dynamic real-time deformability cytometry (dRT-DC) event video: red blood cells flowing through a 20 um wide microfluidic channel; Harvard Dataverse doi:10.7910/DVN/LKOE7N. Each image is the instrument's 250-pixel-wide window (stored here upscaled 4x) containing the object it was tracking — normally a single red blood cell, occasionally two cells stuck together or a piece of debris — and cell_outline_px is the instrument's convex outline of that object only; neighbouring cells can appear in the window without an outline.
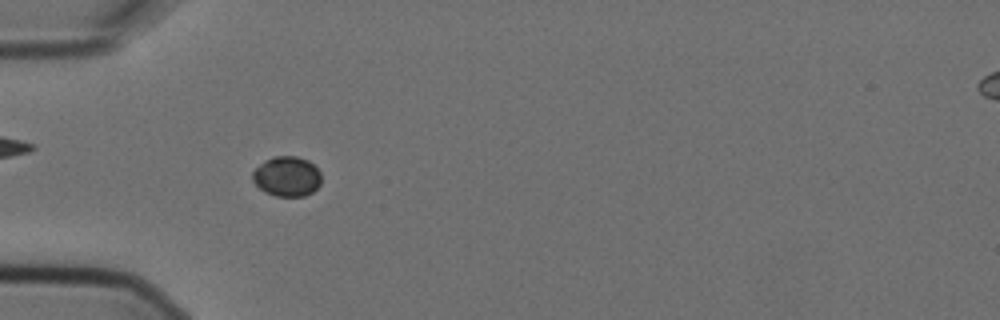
{"species": "Egyptian fruit bat (a non-hibernating species)", "species_latin": "Rousettus aegyptiacus", "temperature_condition": "cold", "stored_images_in_passage": 5, "camera_frame_rate_fps": 3000, "um_per_image_px": 0.085, "animal": {"sex": "female"}, "frame": {"image": 1, "passage_image": 4, "time_ms": 1.0, "image_size_px": [1000, 320], "cell_outline_px": [[320, 184], [312, 192], [304, 196], [276, 196], [264, 192], [252, 180], [252, 172], [264, 160], [276, 156], [296, 156], [308, 160], [320, 172]], "centroid_in_image_um": [24.37, 14.99], "position_along_channel_um": 60.6, "area_um2": 15.95}}
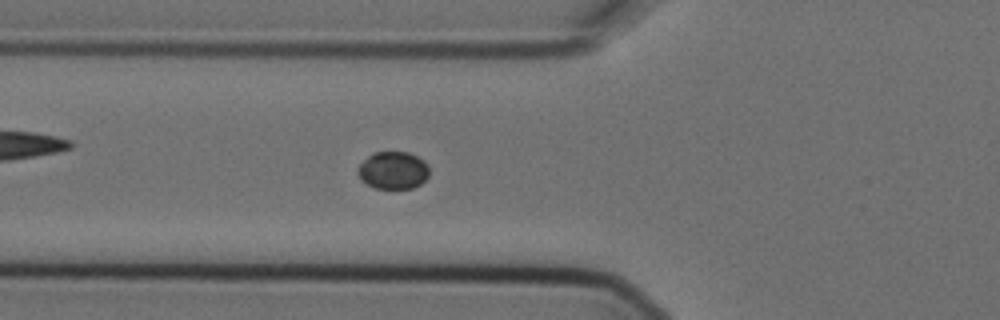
{"frame": {"image": 2, "passage_image": 5, "time_ms": 1.333, "image_size_px": [1000, 320], "cell_outline_px": [[428, 176], [420, 184], [412, 188], [376, 188], [360, 180], [356, 172], [356, 168], [368, 156], [376, 152], [408, 152], [424, 160], [428, 164]], "centroid_in_image_um": [33.39, 14.47], "position_along_channel_um": 92.4, "area_um2": 15.61}}